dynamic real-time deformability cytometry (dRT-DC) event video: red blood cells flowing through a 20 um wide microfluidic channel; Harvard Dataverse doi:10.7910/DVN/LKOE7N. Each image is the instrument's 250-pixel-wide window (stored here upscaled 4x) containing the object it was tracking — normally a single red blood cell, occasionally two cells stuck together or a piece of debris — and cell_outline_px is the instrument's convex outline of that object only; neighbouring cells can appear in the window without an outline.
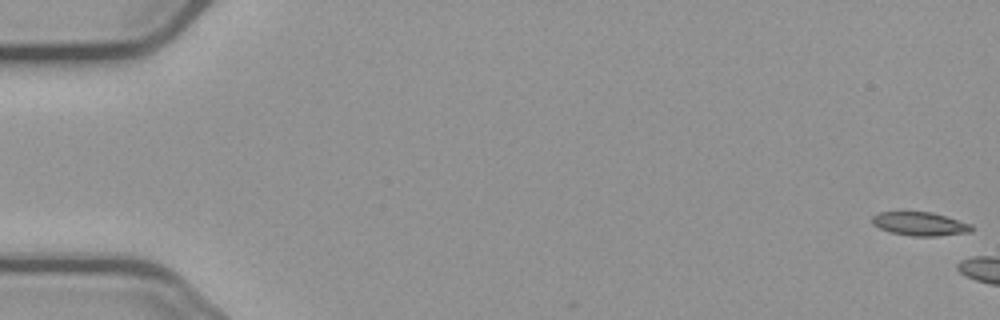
{"species": "common noctule bat (a hibernating species)", "species_latin": "Nyctalus noctula", "temperature_condition": "cold", "stored_images_in_passage": 5, "camera_frame_rate_fps": 3000, "um_per_image_px": 0.085, "animal": {"sex": "male", "body_mass_g": 23.1, "forearm_length_mm": 52.7}, "frame": {"image": 1, "passage_image": 1, "time_ms": 0.0, "image_size_px": [1000, 320], "cell_outline_px": [[972, 232], [936, 236], [912, 236], [888, 232], [872, 224], [872, 216], [880, 212], [932, 212], [972, 224]], "centroid_in_image_um": [78.19, 19.03], "position_along_channel_um": 6.8, "area_um2": 13.7}}